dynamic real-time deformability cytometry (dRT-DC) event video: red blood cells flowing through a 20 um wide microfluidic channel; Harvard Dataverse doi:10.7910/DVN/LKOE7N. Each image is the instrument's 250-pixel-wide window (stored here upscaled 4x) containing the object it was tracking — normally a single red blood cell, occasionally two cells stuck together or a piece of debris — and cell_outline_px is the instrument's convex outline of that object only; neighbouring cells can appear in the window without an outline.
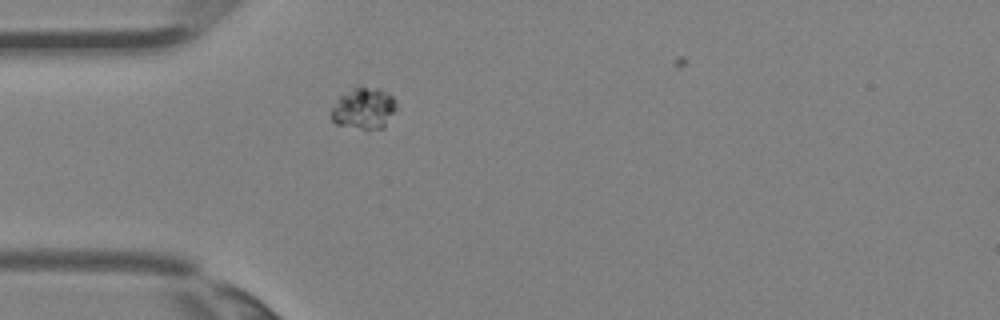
{"species": "Egyptian fruit bat (a non-hibernating species)", "species_latin": "Rousettus aegyptiacus", "temperature_condition": "room temperature", "stored_images_in_passage": 4, "camera_frame_rate_fps": 3000, "um_per_image_px": 0.085, "animal": {"sex": "female"}, "frame": {"image": 1, "passage_image": 4, "time_ms": 1.0, "image_size_px": [1000, 320], "cell_outline_px": [[396, 108], [384, 128], [360, 128], [336, 124], [332, 120], [332, 108], [340, 96], [352, 88], [360, 84], [380, 88], [388, 92], [396, 100]], "centroid_in_image_um": [30.95, 9.16], "position_along_channel_um": 54.0, "area_um2": 15.78}}